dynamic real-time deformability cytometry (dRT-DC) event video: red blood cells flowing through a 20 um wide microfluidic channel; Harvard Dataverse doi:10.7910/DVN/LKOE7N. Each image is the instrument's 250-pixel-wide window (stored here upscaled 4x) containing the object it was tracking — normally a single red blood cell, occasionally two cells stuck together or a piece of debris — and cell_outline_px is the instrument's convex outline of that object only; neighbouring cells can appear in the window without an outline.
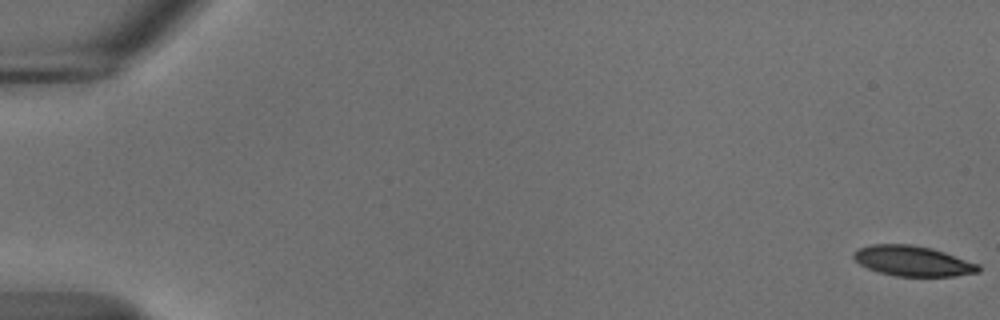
{"species": "common noctule bat (a hibernating species)", "species_latin": "Nyctalus noctula", "temperature_condition": "cold", "stored_images_in_passage": 14, "camera_frame_rate_fps": 3000, "um_per_image_px": 0.085, "animal": {"sex": "male", "body_mass_g": 18.8}, "frame": {"image": 1, "passage_image": 1, "time_ms": 0.0, "image_size_px": [1000, 320], "cell_outline_px": [[980, 272], [952, 276], [896, 276], [880, 272], [868, 268], [860, 264], [852, 256], [852, 252], [860, 248], [872, 244], [912, 244], [932, 248], [980, 264]], "centroid_in_image_um": [77.6, 22.18], "position_along_channel_um": 7.4, "area_um2": 21.96}}